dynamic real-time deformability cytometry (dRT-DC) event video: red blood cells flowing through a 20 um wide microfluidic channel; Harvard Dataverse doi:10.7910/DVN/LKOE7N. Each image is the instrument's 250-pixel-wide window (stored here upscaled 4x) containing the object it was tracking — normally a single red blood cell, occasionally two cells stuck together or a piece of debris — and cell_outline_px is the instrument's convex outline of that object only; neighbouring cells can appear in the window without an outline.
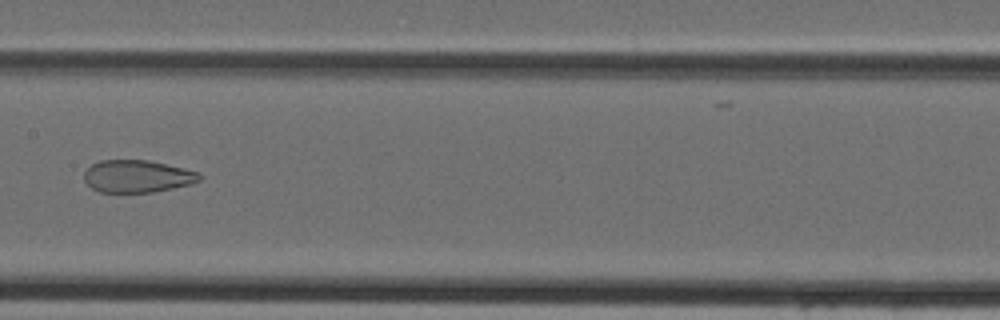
{"species": "Egyptian fruit bat (a non-hibernating species)", "species_latin": "Rousettus aegyptiacus", "temperature_condition": "cold", "stored_images_in_passage": 38, "camera_frame_rate_fps": 3000, "um_per_image_px": 0.085, "animal": {"sex": "female"}, "frame": {"image": 1, "passage_image": 16, "time_ms": 5.0, "image_size_px": [1000, 320], "cell_outline_px": [[204, 176], [200, 180], [188, 184], [172, 188], [152, 192], [100, 192], [92, 188], [84, 180], [84, 172], [92, 164], [100, 160], [148, 160], [184, 168], [200, 172]], "centroid_in_image_um": [11.68, 14.98], "position_along_channel_um": 195.7, "area_um2": 21.73}}
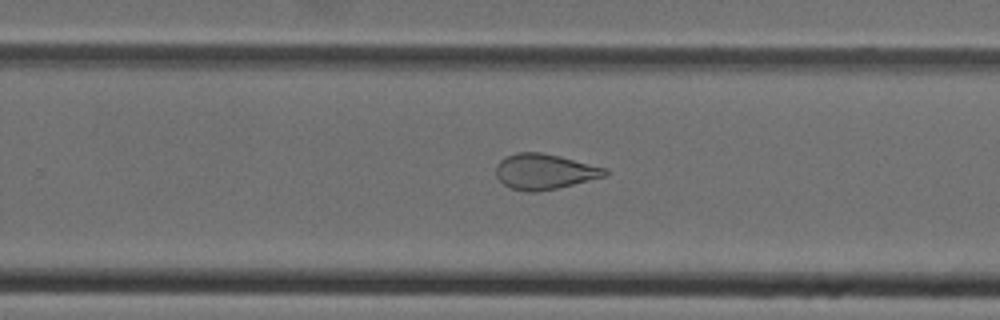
{"frame": {"image": 2, "passage_image": 22, "time_ms": 7.0, "image_size_px": [1000, 320], "cell_outline_px": [[608, 176], [556, 188], [536, 192], [528, 192], [512, 188], [504, 184], [496, 176], [496, 164], [500, 160], [516, 152], [540, 152], [560, 156], [608, 168]], "centroid_in_image_um": [46.31, 14.58], "position_along_channel_um": 283.5, "area_um2": 22.54}}
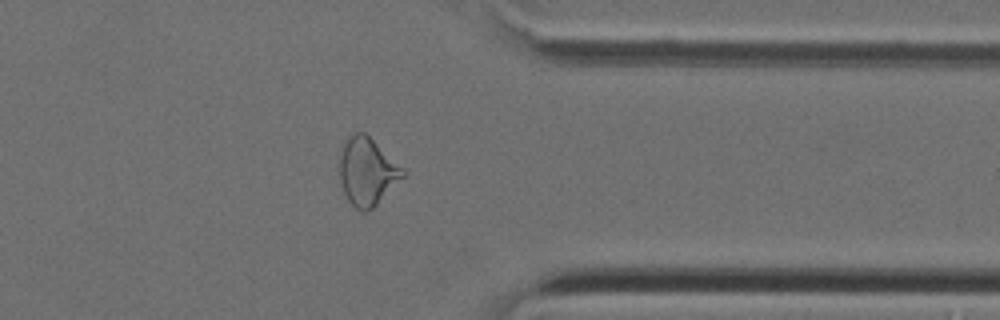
{"frame": {"image": 3, "passage_image": 29, "time_ms": 9.333, "image_size_px": [1000, 320], "cell_outline_px": [[408, 172], [372, 208], [356, 208], [348, 200], [344, 192], [340, 180], [340, 156], [344, 144], [348, 136], [356, 132], [364, 132], [404, 168]], "centroid_in_image_um": [31.22, 14.54], "position_along_channel_um": 380.2, "area_um2": 24.28}}